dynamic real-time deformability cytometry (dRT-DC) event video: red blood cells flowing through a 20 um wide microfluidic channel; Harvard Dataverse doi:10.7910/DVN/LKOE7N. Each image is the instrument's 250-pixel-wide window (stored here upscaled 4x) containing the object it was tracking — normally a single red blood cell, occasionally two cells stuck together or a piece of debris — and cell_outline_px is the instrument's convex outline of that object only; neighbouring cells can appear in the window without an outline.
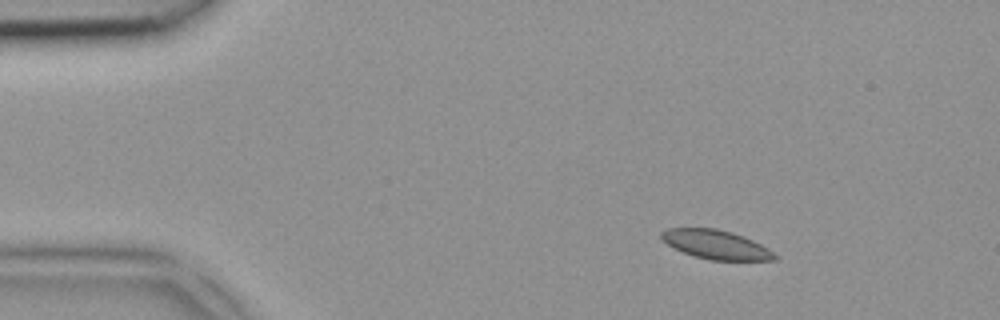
{"species": "common noctule bat (a hibernating species)", "species_latin": "Nyctalus noctula", "temperature_condition": "room temperature", "stored_images_in_passage": 4, "camera_frame_rate_fps": 3000, "um_per_image_px": 0.085, "animal": {"sex": "female", "body_mass_g": 18.4}, "frame": {"image": 1, "passage_image": 1, "time_ms": 0.0, "image_size_px": [1000, 320], "cell_outline_px": [[780, 256], [776, 260], [708, 260], [692, 256], [672, 248], [660, 240], [660, 232], [668, 228], [716, 228], [732, 232], [744, 236], [768, 248]], "centroid_in_image_um": [60.83, 20.79], "position_along_channel_um": 24.2, "area_um2": 19.54}}
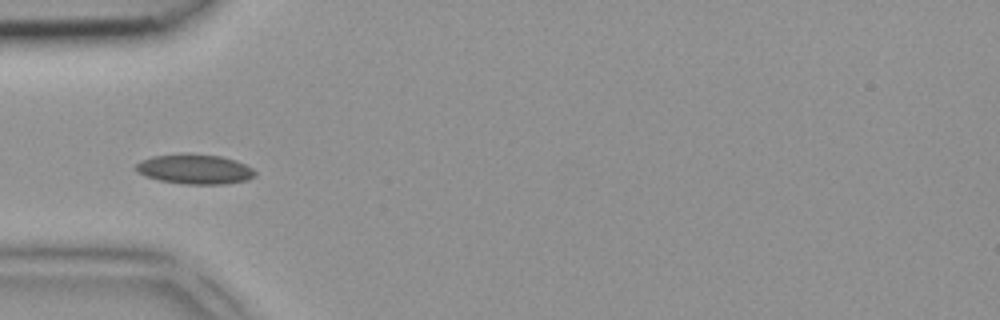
{"frame": {"image": 2, "passage_image": 3, "time_ms": 0.667, "image_size_px": [1000, 320], "cell_outline_px": [[256, 176], [248, 180], [224, 184], [184, 184], [160, 180], [144, 176], [136, 172], [132, 168], [140, 160], [152, 156], [188, 152], [220, 156], [236, 160], [252, 168], [256, 172]], "centroid_in_image_um": [16.52, 14.36], "position_along_channel_um": 68.5, "area_um2": 21.15}}